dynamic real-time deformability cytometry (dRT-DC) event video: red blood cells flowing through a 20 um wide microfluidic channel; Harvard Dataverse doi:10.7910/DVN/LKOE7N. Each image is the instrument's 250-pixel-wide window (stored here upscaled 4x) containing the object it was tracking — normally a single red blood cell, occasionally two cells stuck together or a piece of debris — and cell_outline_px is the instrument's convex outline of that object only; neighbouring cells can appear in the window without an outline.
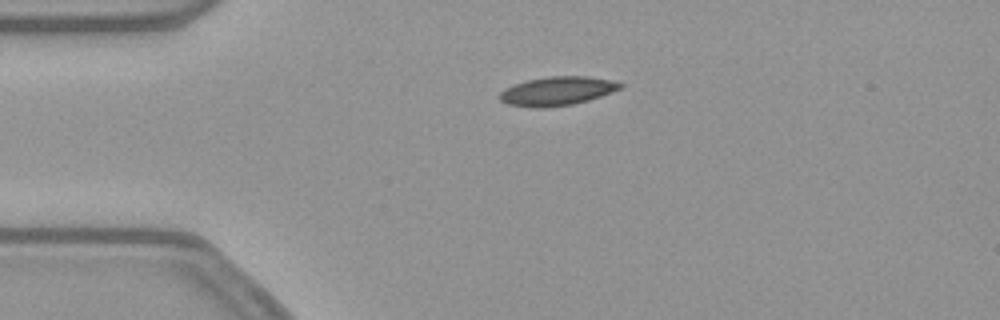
{"species": "common noctule bat (a hibernating species)", "species_latin": "Nyctalus noctula", "temperature_condition": "warm", "stored_images_in_passage": 42, "camera_frame_rate_fps": 3000, "um_per_image_px": 0.085, "animal": {"sex": "female", "body_mass_g": 21.9}, "frame": {"image": 1, "passage_image": 1, "time_ms": 0.0, "image_size_px": [1000, 320], "cell_outline_px": [[624, 84], [620, 88], [612, 92], [588, 100], [572, 104], [508, 104], [500, 100], [500, 92], [504, 88], [528, 80], [552, 76], [588, 76], [608, 80]], "centroid_in_image_um": [47.42, 7.68], "position_along_channel_um": 37.6, "area_um2": 18.9}}
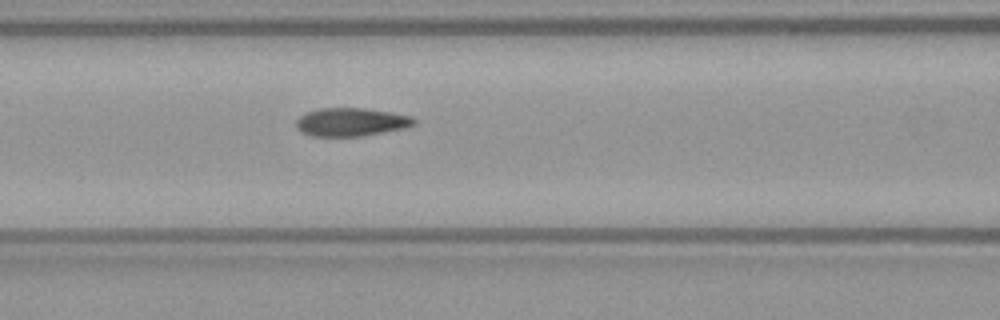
{"frame": {"image": 2, "passage_image": 11, "time_ms": 3.333, "image_size_px": [1000, 320], "cell_outline_px": [[416, 124], [404, 128], [384, 132], [360, 136], [308, 136], [296, 128], [296, 120], [300, 116], [308, 112], [320, 108], [364, 108], [392, 112], [412, 116], [416, 120]], "centroid_in_image_um": [29.85, 10.37], "position_along_channel_um": 136.8, "area_um2": 19.48}}
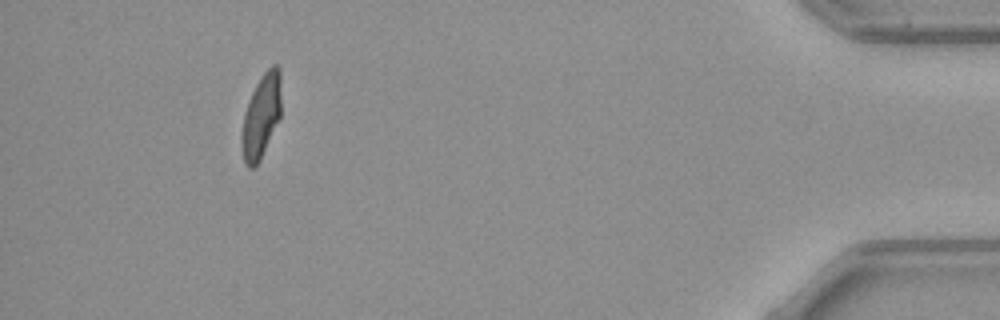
{"frame": {"image": 3, "passage_image": 38, "time_ms": 12.333, "image_size_px": [1000, 320], "cell_outline_px": [[280, 116], [260, 160], [252, 168], [248, 168], [244, 164], [240, 144], [240, 136], [244, 112], [248, 100], [260, 76], [272, 64], [276, 64], [280, 68]], "centroid_in_image_um": [22.17, 9.87], "position_along_channel_um": 413.0, "area_um2": 19.42}, "authors_computed_cell_mechanics": {"area_um2": 19.9121, "velocity_mm_per_s": 3.8411, "shape_relaxation_time_tau1_ms": 6.7721, "shape_relaxation_time_tau2_ms": 1.0784, "deformation_change_tau1": 0.1981, "deformation_change_tau2": 0.0701}}